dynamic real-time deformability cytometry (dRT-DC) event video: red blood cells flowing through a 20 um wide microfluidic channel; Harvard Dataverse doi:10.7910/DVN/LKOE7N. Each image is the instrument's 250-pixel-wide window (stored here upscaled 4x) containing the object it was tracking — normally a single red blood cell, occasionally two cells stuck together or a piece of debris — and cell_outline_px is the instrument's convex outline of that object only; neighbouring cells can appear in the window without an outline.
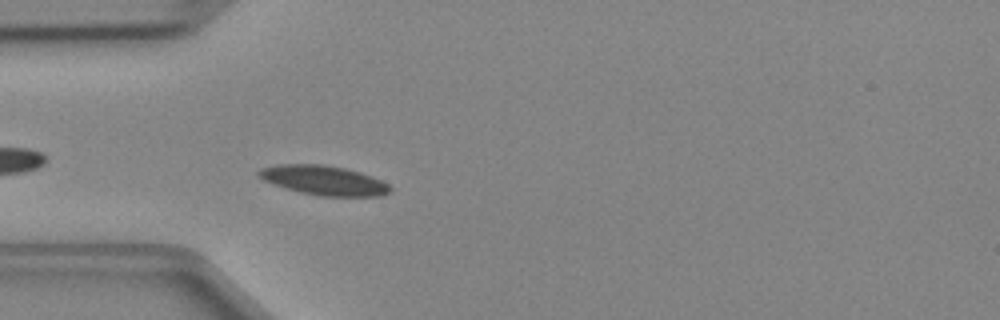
{"species": "Egyptian fruit bat (a non-hibernating species)", "species_latin": "Rousettus aegyptiacus", "temperature_condition": "cold", "stored_images_in_passage": 48, "camera_frame_rate_fps": 3000, "um_per_image_px": 0.085, "animal": {"sex": "female"}, "frame": {"image": 1, "passage_image": 14, "time_ms": 4.333, "image_size_px": [1000, 320], "cell_outline_px": [[392, 188], [384, 196], [320, 196], [300, 192], [264, 180], [256, 176], [256, 172], [260, 168], [280, 164], [324, 164], [344, 168], [360, 172], [380, 180], [388, 184]], "centroid_in_image_um": [27.51, 15.32], "position_along_channel_um": 57.5, "area_um2": 22.43}}
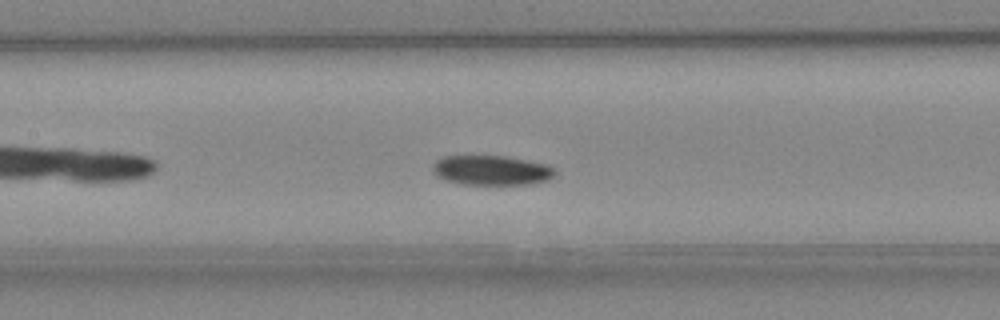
{"frame": {"image": 2, "passage_image": 22, "time_ms": 7.0, "image_size_px": [1000, 320], "cell_outline_px": [[556, 176], [548, 180], [528, 184], [464, 184], [444, 180], [436, 176], [432, 172], [432, 164], [436, 160], [444, 156], [504, 156], [528, 160], [548, 164], [556, 168]], "centroid_in_image_um": [41.79, 14.47], "position_along_channel_um": 165.6, "area_um2": 21.44}}
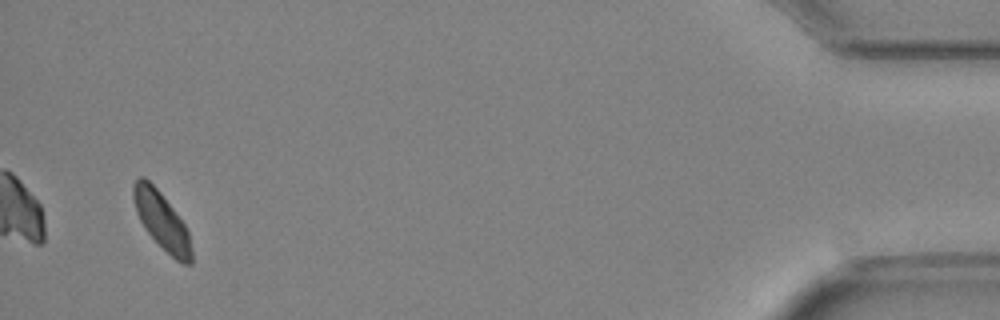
{"frame": {"image": 3, "passage_image": 46, "time_ms": 15.0, "image_size_px": [1000, 320], "cell_outline_px": [[192, 264], [184, 264], [176, 260], [144, 228], [136, 212], [132, 196], [132, 184], [140, 176], [144, 176], [160, 192], [184, 224], [188, 232], [192, 252]], "centroid_in_image_um": [13.72, 18.74], "position_along_channel_um": 421.5, "area_um2": 19.02}}